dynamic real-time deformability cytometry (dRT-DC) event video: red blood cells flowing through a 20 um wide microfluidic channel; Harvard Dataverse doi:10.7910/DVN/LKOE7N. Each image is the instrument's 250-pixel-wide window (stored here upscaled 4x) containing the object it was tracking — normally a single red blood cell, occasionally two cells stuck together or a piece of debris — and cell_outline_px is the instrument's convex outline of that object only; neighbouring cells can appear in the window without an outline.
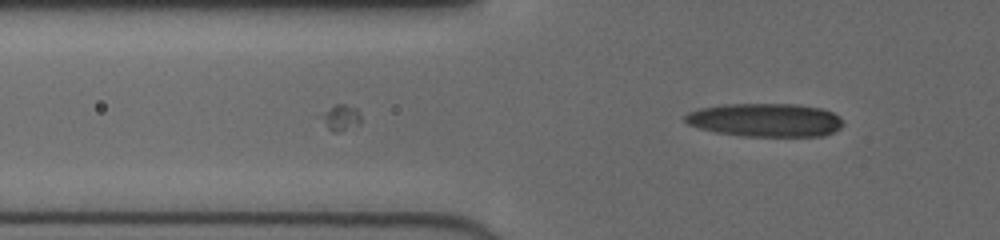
{"species": "human", "species_latin": "Homo sapiens", "temperature_condition": "cold", "stored_images_in_passage": 28, "camera_frame_rate_fps": 3000, "um_per_image_px": 0.085, "donor": {"sex": "female"}, "frame": {"image": 1, "passage_image": 28, "time_ms": 9.0, "image_size_px": [1000, 240], "cell_outline_px": [[844, 124], [840, 128], [824, 136], [744, 136], [716, 132], [700, 128], [688, 124], [684, 120], [684, 116], [688, 112], [700, 108], [724, 104], [792, 104], [820, 108], [832, 112]], "centroid_in_image_um": [65.02, 10.2], "position_along_channel_um": 60.8, "area_um2": 30.58}}